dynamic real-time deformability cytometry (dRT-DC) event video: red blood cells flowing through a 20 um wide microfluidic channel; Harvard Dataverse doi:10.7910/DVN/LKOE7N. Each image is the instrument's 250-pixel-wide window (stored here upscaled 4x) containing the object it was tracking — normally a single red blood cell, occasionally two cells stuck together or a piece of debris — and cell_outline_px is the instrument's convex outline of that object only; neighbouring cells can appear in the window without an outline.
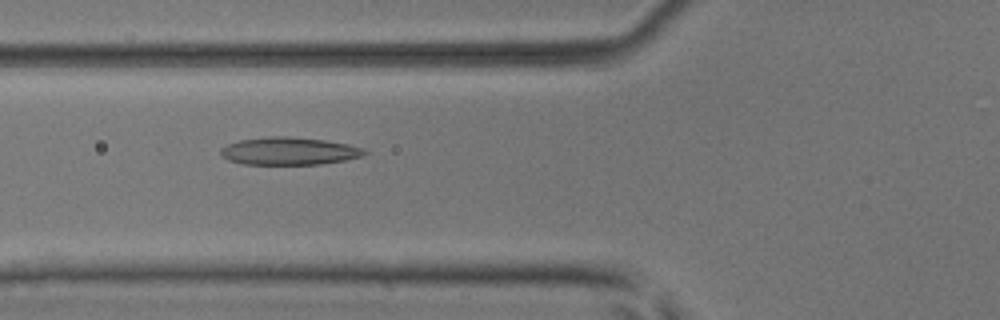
{"species": "common noctule bat (a hibernating species)", "species_latin": "Nyctalus noctula", "temperature_condition": "room temperature", "stored_images_in_passage": 7, "camera_frame_rate_fps": 3000, "um_per_image_px": 0.085, "animal": {"sex": "male", "body_mass_g": 17.9, "forearm_length_mm": 54.2}, "frame": {"image": 1, "passage_image": 5, "time_ms": 1.333, "image_size_px": [1000, 320], "cell_outline_px": [[368, 152], [364, 156], [344, 160], [320, 164], [244, 164], [228, 160], [220, 152], [220, 148], [228, 144], [240, 140], [272, 136], [288, 136], [324, 140], [348, 144], [364, 148]], "centroid_in_image_um": [24.6, 12.84], "position_along_channel_um": 101.2, "area_um2": 23.06}}
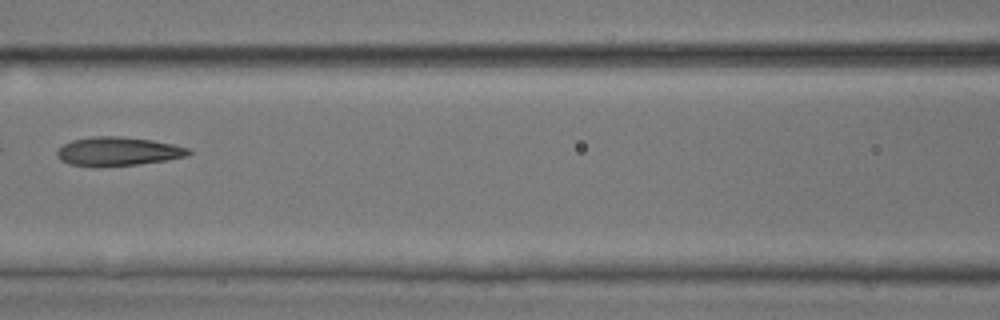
{"frame": {"image": 2, "passage_image": 6, "time_ms": 1.667, "image_size_px": [1000, 320], "cell_outline_px": [[192, 152], [188, 156], [168, 160], [136, 164], [68, 164], [60, 160], [56, 156], [56, 148], [72, 140], [92, 136], [120, 136], [152, 140], [172, 144], [188, 148]], "centroid_in_image_um": [10.03, 12.83], "position_along_channel_um": 156.6, "area_um2": 21.5}}
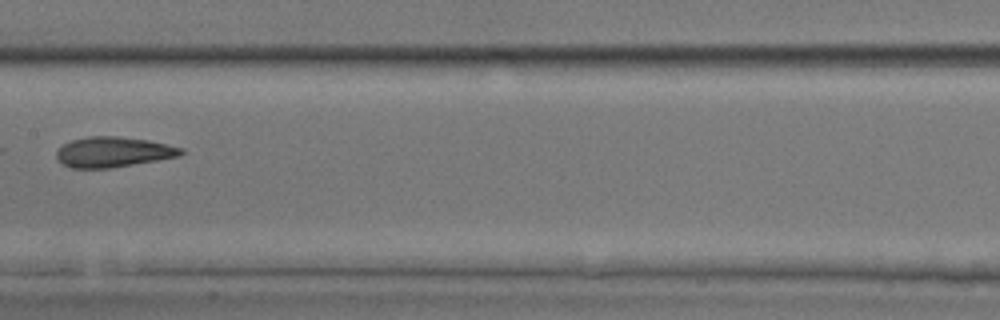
{"frame": {"image": 3, "passage_image": 7, "time_ms": 2.0, "image_size_px": [1000, 320], "cell_outline_px": [[184, 152], [180, 156], [112, 168], [68, 168], [56, 156], [56, 152], [64, 144], [72, 140], [88, 136], [116, 136], [148, 140], [184, 148]], "centroid_in_image_um": [9.64, 12.92], "position_along_channel_um": 197.8, "area_um2": 21.91}}